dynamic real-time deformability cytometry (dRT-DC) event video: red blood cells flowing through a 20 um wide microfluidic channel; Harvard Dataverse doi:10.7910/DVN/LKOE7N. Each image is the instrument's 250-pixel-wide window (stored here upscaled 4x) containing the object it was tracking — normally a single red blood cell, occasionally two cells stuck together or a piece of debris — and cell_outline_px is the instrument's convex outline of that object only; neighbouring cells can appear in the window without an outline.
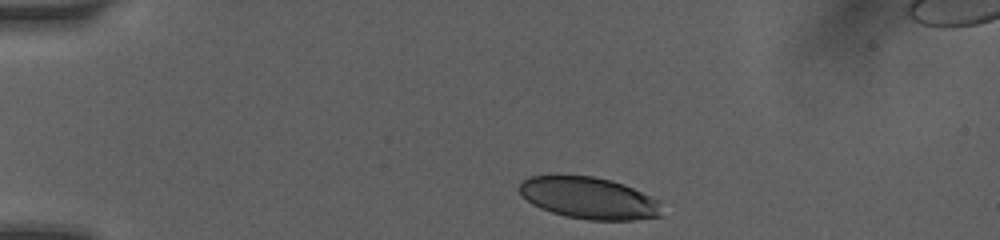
{"species": "human", "species_latin": "Homo sapiens", "temperature_condition": "room temperature", "stored_images_in_passage": 33, "camera_frame_rate_fps": 3000, "um_per_image_px": 0.085, "donor": {"sex": "female"}, "frame": {"image": 1, "passage_image": 1, "time_ms": 0.0, "image_size_px": [1000, 240], "cell_outline_px": [[664, 216], [636, 220], [588, 220], [564, 216], [540, 208], [532, 204], [516, 188], [528, 176], [592, 176], [612, 180], [624, 184], [660, 200]], "centroid_in_image_um": [50.12, 16.85], "position_along_channel_um": 34.9, "area_um2": 34.91}}
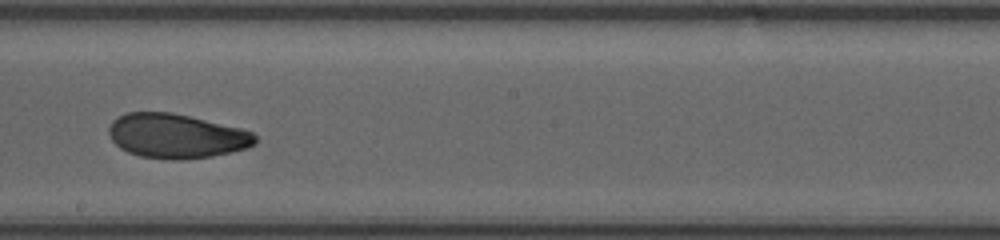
{"frame": {"image": 2, "passage_image": 17, "time_ms": 6.333, "image_size_px": [1000, 240], "cell_outline_px": [[256, 144], [248, 148], [232, 152], [212, 156], [180, 160], [172, 160], [140, 156], [128, 152], [120, 148], [112, 140], [108, 132], [108, 128], [112, 120], [128, 112], [172, 112], [240, 128], [252, 132], [256, 136]], "centroid_in_image_um": [14.99, 11.56], "position_along_channel_um": 233.2, "area_um2": 37.92}}
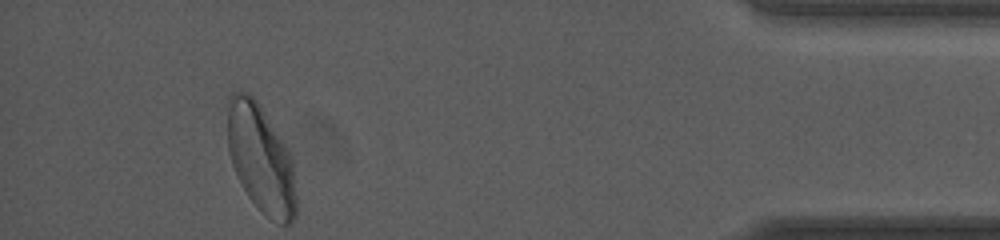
{"frame": {"image": 3, "passage_image": 33, "time_ms": 12.0, "image_size_px": [1000, 240], "cell_outline_px": [[296, 216], [292, 224], [280, 224], [264, 216], [260, 212], [248, 196], [240, 184], [236, 176], [228, 152], [228, 96], [232, 92], [248, 92], [256, 100], [288, 148], [292, 156], [296, 200]], "centroid_in_image_um": [22.18, 13.54], "position_along_channel_um": 413.0, "area_um2": 43.64}, "authors_computed_cell_mechanics": {"area_um2": 37.9746, "velocity_mm_per_s": 4.092, "shape_relaxation_time_tau1_ms": 6.4127, "shape_relaxation_time_tau2_ms": 1.5084, "deformation_change_tau1": 0.2026, "deformation_change_tau2": 0.0618}}